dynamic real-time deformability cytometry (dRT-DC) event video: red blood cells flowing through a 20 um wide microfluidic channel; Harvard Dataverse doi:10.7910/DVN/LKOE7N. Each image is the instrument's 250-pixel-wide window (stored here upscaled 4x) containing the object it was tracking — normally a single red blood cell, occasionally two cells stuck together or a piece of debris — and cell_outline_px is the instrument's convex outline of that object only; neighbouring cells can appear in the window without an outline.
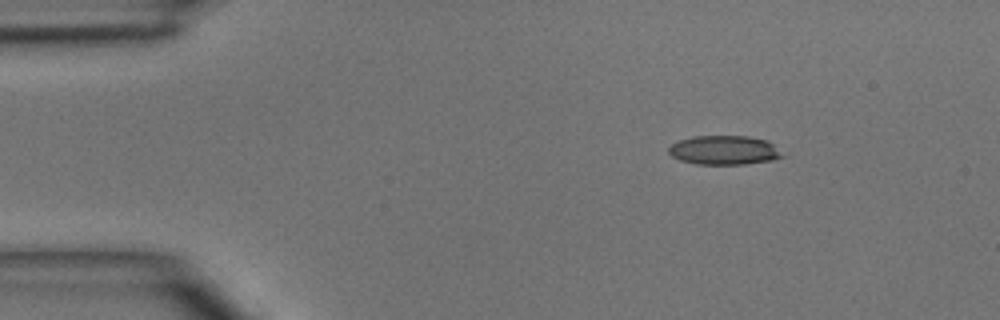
{"species": "common noctule bat (a hibernating species)", "species_latin": "Nyctalus noctula", "temperature_condition": "room temperature", "stored_images_in_passage": 3, "camera_frame_rate_fps": 3000, "um_per_image_px": 0.085, "animal": {"sex": "male", "body_mass_g": 15.6}, "frame": {"image": 1, "passage_image": 1, "time_ms": 0.0, "image_size_px": [1000, 320], "cell_outline_px": [[784, 156], [772, 160], [744, 164], [696, 164], [680, 160], [672, 156], [668, 152], [668, 148], [672, 144], [680, 140], [692, 136], [748, 136], [768, 140]], "centroid_in_image_um": [61.53, 12.76], "position_along_channel_um": 23.5, "area_um2": 19.19}}
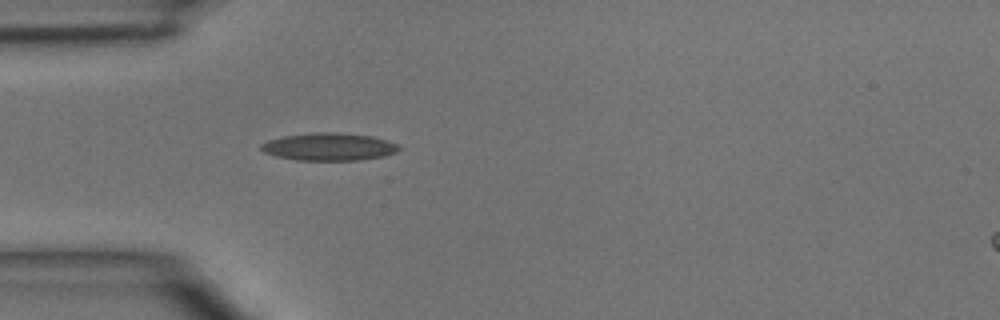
{"frame": {"image": 2, "passage_image": 3, "time_ms": 2.333, "image_size_px": [1000, 320], "cell_outline_px": [[400, 148], [396, 152], [384, 156], [360, 160], [296, 160], [276, 156], [264, 152], [260, 148], [260, 144], [268, 140], [284, 136], [312, 132], [340, 132], [372, 136], [388, 140], [396, 144]], "centroid_in_image_um": [27.96, 12.47], "position_along_channel_um": 57.0, "area_um2": 22.25}}